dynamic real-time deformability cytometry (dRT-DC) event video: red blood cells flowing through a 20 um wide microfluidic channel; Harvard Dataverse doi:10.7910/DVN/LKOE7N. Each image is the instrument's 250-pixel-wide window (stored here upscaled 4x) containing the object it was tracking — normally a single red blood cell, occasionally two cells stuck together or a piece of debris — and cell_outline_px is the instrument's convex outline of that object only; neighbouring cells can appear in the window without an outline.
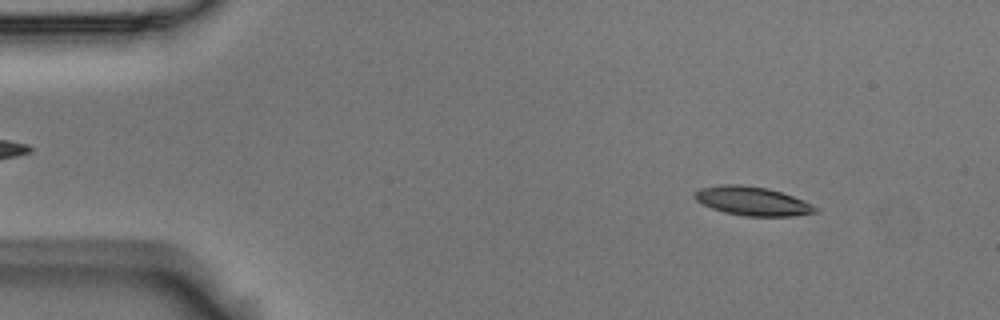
{"species": "Egyptian fruit bat (a non-hibernating species)", "species_latin": "Rousettus aegyptiacus", "temperature_condition": "room temperature", "stored_images_in_passage": 55, "camera_frame_rate_fps": 3000, "um_per_image_px": 0.085, "animal": {"sex": "male"}, "frame": {"image": 1, "passage_image": 6, "time_ms": 1.667, "image_size_px": [1000, 320], "cell_outline_px": [[820, 212], [792, 216], [744, 216], [724, 212], [712, 208], [696, 200], [692, 196], [700, 188], [720, 184], [740, 184], [768, 188], [804, 200], [820, 208]], "centroid_in_image_um": [63.99, 17.09], "position_along_channel_um": 21.0, "area_um2": 20.4}}
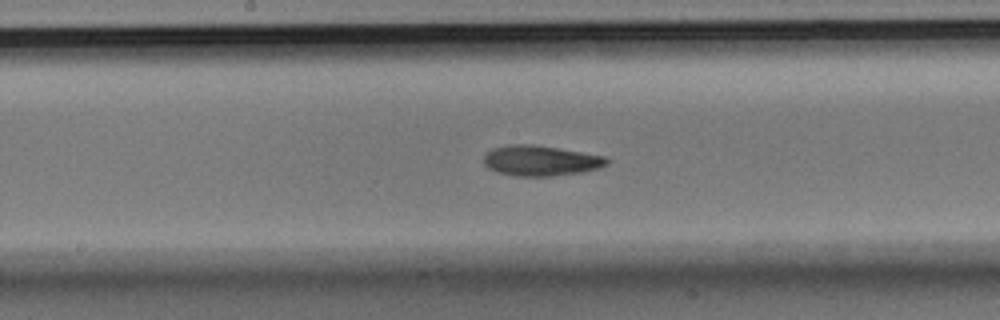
{"frame": {"image": 2, "passage_image": 28, "time_ms": 9.0, "image_size_px": [1000, 320], "cell_outline_px": [[608, 164], [600, 168], [580, 172], [552, 176], [516, 176], [496, 172], [488, 168], [484, 164], [484, 156], [492, 148], [508, 144], [532, 144], [604, 156], [608, 160]], "centroid_in_image_um": [45.92, 13.66], "position_along_channel_um": 202.3, "area_um2": 21.68}}
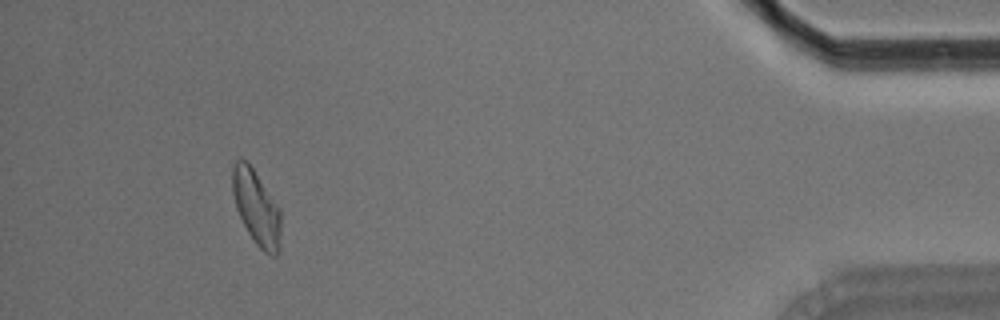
{"frame": {"image": 3, "passage_image": 51, "time_ms": 16.667, "image_size_px": [1000, 320], "cell_outline_px": [[280, 244], [276, 256], [272, 256], [264, 252], [256, 244], [248, 232], [236, 208], [232, 192], [232, 168], [236, 160], [240, 156], [248, 160], [280, 208]], "centroid_in_image_um": [21.78, 17.59], "position_along_channel_um": 413.4, "area_um2": 21.27}, "authors_computed_cell_mechanics": {"area_um2": 20.9814, "velocity_mm_per_s": 3.5747, "shape_relaxation_time_tau1_ms": 4.1008, "shape_relaxation_time_tau2_ms": 4.4068, "deformation_change_tau1": 0.1491, "deformation_change_tau2": 0.1185}}